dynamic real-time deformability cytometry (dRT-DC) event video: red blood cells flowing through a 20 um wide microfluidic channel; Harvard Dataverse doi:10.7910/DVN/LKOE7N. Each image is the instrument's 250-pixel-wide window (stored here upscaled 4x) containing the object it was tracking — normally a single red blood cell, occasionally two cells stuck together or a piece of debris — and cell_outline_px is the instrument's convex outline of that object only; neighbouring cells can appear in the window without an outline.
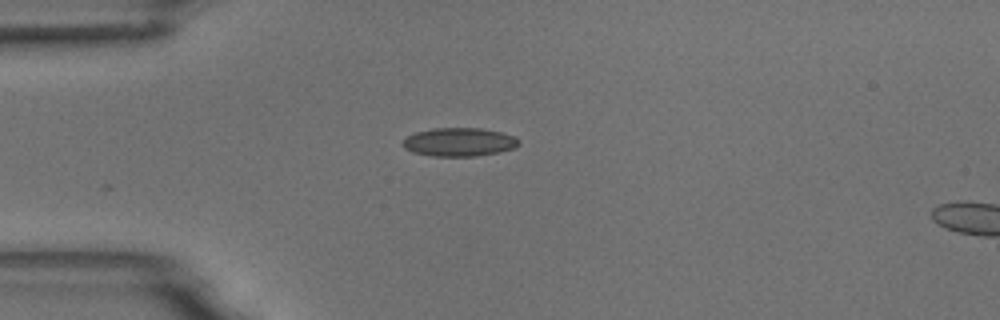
{"species": "common noctule bat (a hibernating species)", "species_latin": "Nyctalus noctula", "temperature_condition": "room temperature", "stored_images_in_passage": 2, "camera_frame_rate_fps": 3000, "um_per_image_px": 0.085, "animal": {"sex": "male", "body_mass_g": 18.8}, "frame": {"image": 1, "passage_image": 1, "time_ms": 0.0, "image_size_px": [1000, 320], "cell_outline_px": [[520, 144], [516, 148], [500, 152], [476, 156], [432, 156], [412, 152], [404, 148], [400, 144], [408, 136], [416, 132], [432, 128], [480, 128], [500, 132], [516, 136], [520, 140]], "centroid_in_image_um": [39.05, 12.08], "position_along_channel_um": 45.9, "area_um2": 19.48}}